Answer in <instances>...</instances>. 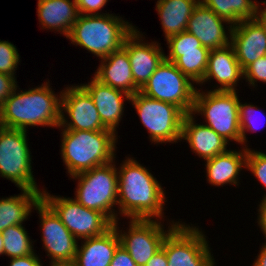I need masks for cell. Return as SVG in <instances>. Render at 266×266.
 <instances>
[{"label":"cell","instance_id":"1","mask_svg":"<svg viewBox=\"0 0 266 266\" xmlns=\"http://www.w3.org/2000/svg\"><path fill=\"white\" fill-rule=\"evenodd\" d=\"M118 173V214L127 219L165 220V188L132 156L125 157Z\"/></svg>","mask_w":266,"mask_h":266},{"label":"cell","instance_id":"2","mask_svg":"<svg viewBox=\"0 0 266 266\" xmlns=\"http://www.w3.org/2000/svg\"><path fill=\"white\" fill-rule=\"evenodd\" d=\"M50 86L49 80L25 91L17 86L0 107V126L24 131L36 126L58 128L62 91L57 95Z\"/></svg>","mask_w":266,"mask_h":266},{"label":"cell","instance_id":"3","mask_svg":"<svg viewBox=\"0 0 266 266\" xmlns=\"http://www.w3.org/2000/svg\"><path fill=\"white\" fill-rule=\"evenodd\" d=\"M118 135L111 130L61 129V159L71 177L111 163L116 157Z\"/></svg>","mask_w":266,"mask_h":266},{"label":"cell","instance_id":"4","mask_svg":"<svg viewBox=\"0 0 266 266\" xmlns=\"http://www.w3.org/2000/svg\"><path fill=\"white\" fill-rule=\"evenodd\" d=\"M135 28L122 16L113 13L80 14L66 39L102 59L121 49L124 40Z\"/></svg>","mask_w":266,"mask_h":266},{"label":"cell","instance_id":"5","mask_svg":"<svg viewBox=\"0 0 266 266\" xmlns=\"http://www.w3.org/2000/svg\"><path fill=\"white\" fill-rule=\"evenodd\" d=\"M115 161L70 178L77 180L74 199L86 208L103 213L112 223L121 220L118 217V173Z\"/></svg>","mask_w":266,"mask_h":266},{"label":"cell","instance_id":"6","mask_svg":"<svg viewBox=\"0 0 266 266\" xmlns=\"http://www.w3.org/2000/svg\"><path fill=\"white\" fill-rule=\"evenodd\" d=\"M197 88L191 114L204 117V125L229 143L241 144L239 95L237 91H210Z\"/></svg>","mask_w":266,"mask_h":266},{"label":"cell","instance_id":"7","mask_svg":"<svg viewBox=\"0 0 266 266\" xmlns=\"http://www.w3.org/2000/svg\"><path fill=\"white\" fill-rule=\"evenodd\" d=\"M139 120L149 133L153 144L178 143L181 141L182 122L186 115L179 107L149 98L141 92L130 97Z\"/></svg>","mask_w":266,"mask_h":266},{"label":"cell","instance_id":"8","mask_svg":"<svg viewBox=\"0 0 266 266\" xmlns=\"http://www.w3.org/2000/svg\"><path fill=\"white\" fill-rule=\"evenodd\" d=\"M27 131L0 126V177L6 178L19 189L43 191L32 171V155Z\"/></svg>","mask_w":266,"mask_h":266},{"label":"cell","instance_id":"9","mask_svg":"<svg viewBox=\"0 0 266 266\" xmlns=\"http://www.w3.org/2000/svg\"><path fill=\"white\" fill-rule=\"evenodd\" d=\"M199 226L179 222L164 238L161 248L168 266H216L207 236Z\"/></svg>","mask_w":266,"mask_h":266},{"label":"cell","instance_id":"10","mask_svg":"<svg viewBox=\"0 0 266 266\" xmlns=\"http://www.w3.org/2000/svg\"><path fill=\"white\" fill-rule=\"evenodd\" d=\"M194 84L173 62L164 59L139 92L149 98L171 103L185 114H191L197 91Z\"/></svg>","mask_w":266,"mask_h":266},{"label":"cell","instance_id":"11","mask_svg":"<svg viewBox=\"0 0 266 266\" xmlns=\"http://www.w3.org/2000/svg\"><path fill=\"white\" fill-rule=\"evenodd\" d=\"M46 190L42 191V199L78 241L99 236L113 226L103 213L84 207L72 197L51 195Z\"/></svg>","mask_w":266,"mask_h":266},{"label":"cell","instance_id":"12","mask_svg":"<svg viewBox=\"0 0 266 266\" xmlns=\"http://www.w3.org/2000/svg\"><path fill=\"white\" fill-rule=\"evenodd\" d=\"M129 227L120 230L119 220L113 223L122 245L137 266H145L151 257L161 248L166 235L180 222L169 220L168 229L164 222L157 219H129ZM165 229V230H164Z\"/></svg>","mask_w":266,"mask_h":266},{"label":"cell","instance_id":"13","mask_svg":"<svg viewBox=\"0 0 266 266\" xmlns=\"http://www.w3.org/2000/svg\"><path fill=\"white\" fill-rule=\"evenodd\" d=\"M34 210L39 214L42 247L50 259L49 264L74 262L78 240L43 199L39 201Z\"/></svg>","mask_w":266,"mask_h":266},{"label":"cell","instance_id":"14","mask_svg":"<svg viewBox=\"0 0 266 266\" xmlns=\"http://www.w3.org/2000/svg\"><path fill=\"white\" fill-rule=\"evenodd\" d=\"M58 128L82 131L108 130L104 127L90 95L77 84H69L62 90L61 119Z\"/></svg>","mask_w":266,"mask_h":266},{"label":"cell","instance_id":"15","mask_svg":"<svg viewBox=\"0 0 266 266\" xmlns=\"http://www.w3.org/2000/svg\"><path fill=\"white\" fill-rule=\"evenodd\" d=\"M137 28L126 37L122 48L128 54L134 84L140 90L165 59V52L159 41H144L145 35Z\"/></svg>","mask_w":266,"mask_h":266},{"label":"cell","instance_id":"16","mask_svg":"<svg viewBox=\"0 0 266 266\" xmlns=\"http://www.w3.org/2000/svg\"><path fill=\"white\" fill-rule=\"evenodd\" d=\"M186 31L199 39L203 47L219 49L230 44L232 24L199 2L188 20Z\"/></svg>","mask_w":266,"mask_h":266},{"label":"cell","instance_id":"17","mask_svg":"<svg viewBox=\"0 0 266 266\" xmlns=\"http://www.w3.org/2000/svg\"><path fill=\"white\" fill-rule=\"evenodd\" d=\"M215 80L217 84L210 91H237L239 81L243 80V70L236 58L231 44L219 49H212L208 55L207 68L200 87ZM217 86V87H216Z\"/></svg>","mask_w":266,"mask_h":266},{"label":"cell","instance_id":"18","mask_svg":"<svg viewBox=\"0 0 266 266\" xmlns=\"http://www.w3.org/2000/svg\"><path fill=\"white\" fill-rule=\"evenodd\" d=\"M79 85L92 98L104 127L118 135L116 130L124 115V103L130 101L131 96L101 83L94 76L88 83Z\"/></svg>","mask_w":266,"mask_h":266},{"label":"cell","instance_id":"19","mask_svg":"<svg viewBox=\"0 0 266 266\" xmlns=\"http://www.w3.org/2000/svg\"><path fill=\"white\" fill-rule=\"evenodd\" d=\"M230 44L242 70L266 55V34L255 19L233 25Z\"/></svg>","mask_w":266,"mask_h":266},{"label":"cell","instance_id":"20","mask_svg":"<svg viewBox=\"0 0 266 266\" xmlns=\"http://www.w3.org/2000/svg\"><path fill=\"white\" fill-rule=\"evenodd\" d=\"M195 119L193 114L184 116L181 141L186 140L192 152L204 161L227 152L229 142L210 127L196 123Z\"/></svg>","mask_w":266,"mask_h":266},{"label":"cell","instance_id":"21","mask_svg":"<svg viewBox=\"0 0 266 266\" xmlns=\"http://www.w3.org/2000/svg\"><path fill=\"white\" fill-rule=\"evenodd\" d=\"M99 62L100 65L93 75L97 80L130 96L139 92L134 84L128 54L123 48L102 58Z\"/></svg>","mask_w":266,"mask_h":266},{"label":"cell","instance_id":"22","mask_svg":"<svg viewBox=\"0 0 266 266\" xmlns=\"http://www.w3.org/2000/svg\"><path fill=\"white\" fill-rule=\"evenodd\" d=\"M247 148L229 150L216 155L214 158L205 160L206 178L210 185L222 187L224 185L240 184V173L246 169Z\"/></svg>","mask_w":266,"mask_h":266},{"label":"cell","instance_id":"23","mask_svg":"<svg viewBox=\"0 0 266 266\" xmlns=\"http://www.w3.org/2000/svg\"><path fill=\"white\" fill-rule=\"evenodd\" d=\"M81 241L74 259L77 266H109L115 250L120 245V238L114 226L99 236Z\"/></svg>","mask_w":266,"mask_h":266},{"label":"cell","instance_id":"24","mask_svg":"<svg viewBox=\"0 0 266 266\" xmlns=\"http://www.w3.org/2000/svg\"><path fill=\"white\" fill-rule=\"evenodd\" d=\"M36 8L41 29L56 31L66 38L80 15L76 0H38Z\"/></svg>","mask_w":266,"mask_h":266},{"label":"cell","instance_id":"25","mask_svg":"<svg viewBox=\"0 0 266 266\" xmlns=\"http://www.w3.org/2000/svg\"><path fill=\"white\" fill-rule=\"evenodd\" d=\"M19 190L18 195L0 198V232L13 225H23L42 199V191Z\"/></svg>","mask_w":266,"mask_h":266},{"label":"cell","instance_id":"26","mask_svg":"<svg viewBox=\"0 0 266 266\" xmlns=\"http://www.w3.org/2000/svg\"><path fill=\"white\" fill-rule=\"evenodd\" d=\"M200 0H157L155 10L161 22L165 40L186 31L188 20Z\"/></svg>","mask_w":266,"mask_h":266},{"label":"cell","instance_id":"27","mask_svg":"<svg viewBox=\"0 0 266 266\" xmlns=\"http://www.w3.org/2000/svg\"><path fill=\"white\" fill-rule=\"evenodd\" d=\"M200 2L232 26L242 20L254 19L259 3L256 0H200Z\"/></svg>","mask_w":266,"mask_h":266},{"label":"cell","instance_id":"28","mask_svg":"<svg viewBox=\"0 0 266 266\" xmlns=\"http://www.w3.org/2000/svg\"><path fill=\"white\" fill-rule=\"evenodd\" d=\"M25 225H13L3 230V255L9 258L23 257L35 252Z\"/></svg>","mask_w":266,"mask_h":266},{"label":"cell","instance_id":"29","mask_svg":"<svg viewBox=\"0 0 266 266\" xmlns=\"http://www.w3.org/2000/svg\"><path fill=\"white\" fill-rule=\"evenodd\" d=\"M209 52L210 51L180 52V57L173 63L183 74L198 85L204 78Z\"/></svg>","mask_w":266,"mask_h":266},{"label":"cell","instance_id":"30","mask_svg":"<svg viewBox=\"0 0 266 266\" xmlns=\"http://www.w3.org/2000/svg\"><path fill=\"white\" fill-rule=\"evenodd\" d=\"M261 108L255 106L254 104L252 105L251 103H243L239 102V121H240V130H241V145L242 147L249 148L248 146V138L247 132H254L258 131L260 126L266 125V118H265V113H262L260 110ZM259 116H263L264 122L263 124L260 123L262 122ZM260 120V122H259ZM259 124V125H258ZM262 124V125H261ZM265 127V126H264Z\"/></svg>","mask_w":266,"mask_h":266},{"label":"cell","instance_id":"31","mask_svg":"<svg viewBox=\"0 0 266 266\" xmlns=\"http://www.w3.org/2000/svg\"><path fill=\"white\" fill-rule=\"evenodd\" d=\"M166 42L169 53L165 54V59L170 62H174L180 57V52L210 51L202 46L199 39L187 31L169 37Z\"/></svg>","mask_w":266,"mask_h":266},{"label":"cell","instance_id":"32","mask_svg":"<svg viewBox=\"0 0 266 266\" xmlns=\"http://www.w3.org/2000/svg\"><path fill=\"white\" fill-rule=\"evenodd\" d=\"M19 62L20 55L16 46L9 41L0 39V73L16 76Z\"/></svg>","mask_w":266,"mask_h":266},{"label":"cell","instance_id":"33","mask_svg":"<svg viewBox=\"0 0 266 266\" xmlns=\"http://www.w3.org/2000/svg\"><path fill=\"white\" fill-rule=\"evenodd\" d=\"M246 169L261 182L266 189V153L258 150L247 148L246 154ZM266 191V190H265ZM263 197H266V193Z\"/></svg>","mask_w":266,"mask_h":266},{"label":"cell","instance_id":"34","mask_svg":"<svg viewBox=\"0 0 266 266\" xmlns=\"http://www.w3.org/2000/svg\"><path fill=\"white\" fill-rule=\"evenodd\" d=\"M243 80H246L248 85L254 88L258 86L257 81L266 84V55L252 62L243 70Z\"/></svg>","mask_w":266,"mask_h":266},{"label":"cell","instance_id":"35","mask_svg":"<svg viewBox=\"0 0 266 266\" xmlns=\"http://www.w3.org/2000/svg\"><path fill=\"white\" fill-rule=\"evenodd\" d=\"M107 2H109V0H76L78 12L82 15L106 14L104 11H101L103 10L102 8L106 6Z\"/></svg>","mask_w":266,"mask_h":266},{"label":"cell","instance_id":"36","mask_svg":"<svg viewBox=\"0 0 266 266\" xmlns=\"http://www.w3.org/2000/svg\"><path fill=\"white\" fill-rule=\"evenodd\" d=\"M17 86V78L15 76L0 73V107L14 92Z\"/></svg>","mask_w":266,"mask_h":266},{"label":"cell","instance_id":"37","mask_svg":"<svg viewBox=\"0 0 266 266\" xmlns=\"http://www.w3.org/2000/svg\"><path fill=\"white\" fill-rule=\"evenodd\" d=\"M109 266H137L127 250L119 245Z\"/></svg>","mask_w":266,"mask_h":266},{"label":"cell","instance_id":"38","mask_svg":"<svg viewBox=\"0 0 266 266\" xmlns=\"http://www.w3.org/2000/svg\"><path fill=\"white\" fill-rule=\"evenodd\" d=\"M41 261L39 255L34 252L27 256L10 258L9 266H37Z\"/></svg>","mask_w":266,"mask_h":266},{"label":"cell","instance_id":"39","mask_svg":"<svg viewBox=\"0 0 266 266\" xmlns=\"http://www.w3.org/2000/svg\"><path fill=\"white\" fill-rule=\"evenodd\" d=\"M258 205V216H257V224L264 235L266 241V197H263L262 200L259 202Z\"/></svg>","mask_w":266,"mask_h":266},{"label":"cell","instance_id":"40","mask_svg":"<svg viewBox=\"0 0 266 266\" xmlns=\"http://www.w3.org/2000/svg\"><path fill=\"white\" fill-rule=\"evenodd\" d=\"M145 266H168L167 255L165 251L160 248L145 264Z\"/></svg>","mask_w":266,"mask_h":266},{"label":"cell","instance_id":"41","mask_svg":"<svg viewBox=\"0 0 266 266\" xmlns=\"http://www.w3.org/2000/svg\"><path fill=\"white\" fill-rule=\"evenodd\" d=\"M262 3V5H264L263 7H261L262 5L258 3L254 19L261 25L263 31L266 34V0Z\"/></svg>","mask_w":266,"mask_h":266},{"label":"cell","instance_id":"42","mask_svg":"<svg viewBox=\"0 0 266 266\" xmlns=\"http://www.w3.org/2000/svg\"><path fill=\"white\" fill-rule=\"evenodd\" d=\"M252 266H266V241L262 243Z\"/></svg>","mask_w":266,"mask_h":266},{"label":"cell","instance_id":"43","mask_svg":"<svg viewBox=\"0 0 266 266\" xmlns=\"http://www.w3.org/2000/svg\"><path fill=\"white\" fill-rule=\"evenodd\" d=\"M50 266H77L74 262L52 263Z\"/></svg>","mask_w":266,"mask_h":266},{"label":"cell","instance_id":"44","mask_svg":"<svg viewBox=\"0 0 266 266\" xmlns=\"http://www.w3.org/2000/svg\"><path fill=\"white\" fill-rule=\"evenodd\" d=\"M3 245H4L3 236L2 233L0 232V255H3Z\"/></svg>","mask_w":266,"mask_h":266},{"label":"cell","instance_id":"45","mask_svg":"<svg viewBox=\"0 0 266 266\" xmlns=\"http://www.w3.org/2000/svg\"><path fill=\"white\" fill-rule=\"evenodd\" d=\"M44 263H42V261L37 265V266H44Z\"/></svg>","mask_w":266,"mask_h":266}]
</instances>
